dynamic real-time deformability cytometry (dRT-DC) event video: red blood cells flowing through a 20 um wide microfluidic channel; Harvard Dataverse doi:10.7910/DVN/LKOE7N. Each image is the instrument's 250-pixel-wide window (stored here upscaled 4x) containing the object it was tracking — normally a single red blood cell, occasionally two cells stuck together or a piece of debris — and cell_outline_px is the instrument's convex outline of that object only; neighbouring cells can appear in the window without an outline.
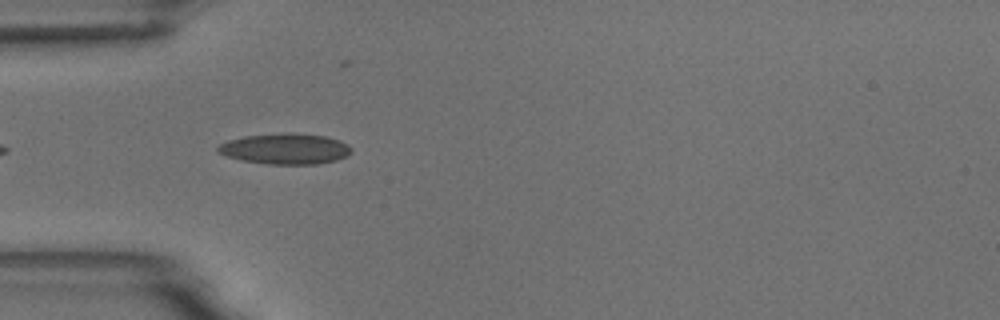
{"species": "common noctule bat (a hibernating species)", "species_latin": "Nyctalus noctula", "temperature_condition": "room temperature", "stored_images_in_passage": 6, "camera_frame_rate_fps": 3000, "um_per_image_px": 0.085, "animal": {"sex": "male", "body_mass_g": 18.8}, "frame": {"image": 1, "passage_image": 5, "time_ms": 4.667, "image_size_px": [1000, 320], "cell_outline_px": [[352, 152], [336, 160], [316, 164], [268, 164], [240, 160], [216, 152], [216, 148], [220, 144], [228, 140], [244, 136], [284, 132], [288, 132], [324, 136], [340, 140], [348, 144], [352, 148]], "centroid_in_image_um": [24.23, 12.64], "position_along_channel_um": 60.8, "area_um2": 23.99}}